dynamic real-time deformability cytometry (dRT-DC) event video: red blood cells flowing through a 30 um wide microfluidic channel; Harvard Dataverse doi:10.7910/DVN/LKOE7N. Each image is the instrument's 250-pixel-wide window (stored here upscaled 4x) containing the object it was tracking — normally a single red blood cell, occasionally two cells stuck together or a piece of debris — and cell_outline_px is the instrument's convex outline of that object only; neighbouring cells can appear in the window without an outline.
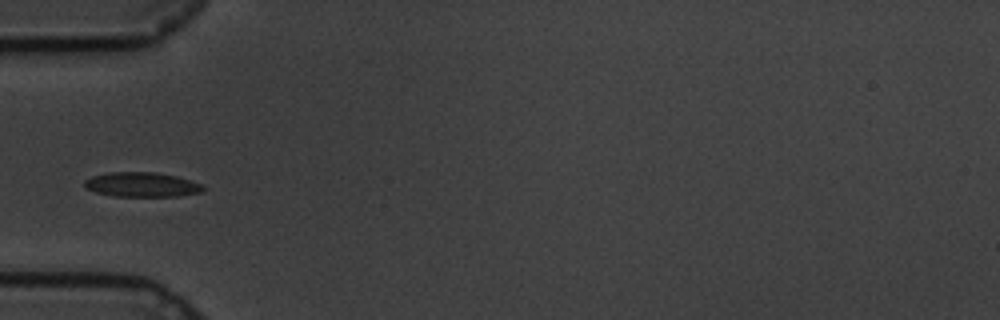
{"species": "common noctule bat (a hibernating species)", "species_latin": "Nyctalus noctula", "temperature_condition": "cold", "stored_images_in_passage": 41, "camera_frame_rate_fps": 3000, "um_per_image_px": 0.085, "animal": {"sex": "male", "body_mass_g": 19.5, "forearm_length_mm": 54.6}, "frame": {"image": 1, "passage_image": 1, "time_ms": 0.0, "image_size_px": [1000, 320], "cell_outline_px": [[208, 188], [204, 192], [180, 196], [112, 196], [96, 192], [84, 188], [84, 180], [92, 176], [108, 172], [156, 172], [176, 176], [200, 184]], "centroid_in_image_um": [12.06, 15.69], "position_along_channel_um": 72.9, "area_um2": 17.17}}
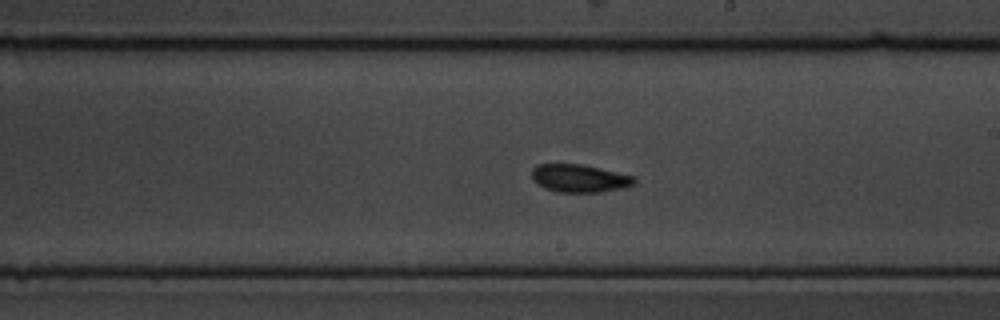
{"frame": {"image": 2, "passage_image": 16, "time_ms": 5.0, "image_size_px": [1000, 320], "cell_outline_px": [[636, 184], [620, 188], [600, 192], [556, 192], [544, 188], [532, 180], [532, 168], [536, 164], [580, 164], [600, 168], [636, 176]], "centroid_in_image_um": [49.25, 15.15], "position_along_channel_um": 239.8, "area_um2": 16.76}}
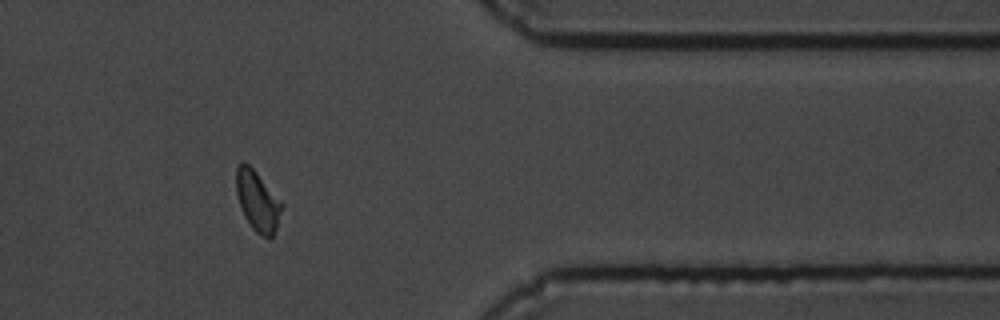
{"frame": {"image": 3, "passage_image": 31, "time_ms": 10.0, "image_size_px": [1000, 320], "cell_outline_px": [[284, 204], [276, 228], [272, 236], [268, 240], [260, 236], [252, 228], [244, 216], [236, 192], [236, 168], [244, 160], [256, 172]], "centroid_in_image_um": [21.9, 17.11], "position_along_channel_um": 389.5, "area_um2": 15.95}}